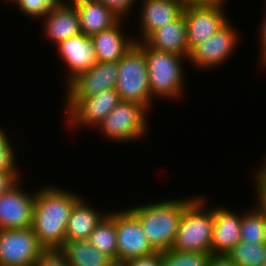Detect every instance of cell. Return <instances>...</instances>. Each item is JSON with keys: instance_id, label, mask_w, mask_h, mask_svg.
Segmentation results:
<instances>
[{"instance_id": "obj_1", "label": "cell", "mask_w": 266, "mask_h": 266, "mask_svg": "<svg viewBox=\"0 0 266 266\" xmlns=\"http://www.w3.org/2000/svg\"><path fill=\"white\" fill-rule=\"evenodd\" d=\"M82 196L57 185L37 186L32 228L45 250L62 247L71 210Z\"/></svg>"}, {"instance_id": "obj_2", "label": "cell", "mask_w": 266, "mask_h": 266, "mask_svg": "<svg viewBox=\"0 0 266 266\" xmlns=\"http://www.w3.org/2000/svg\"><path fill=\"white\" fill-rule=\"evenodd\" d=\"M196 197H171L127 209L139 220L151 246L162 252L172 248L184 210Z\"/></svg>"}, {"instance_id": "obj_3", "label": "cell", "mask_w": 266, "mask_h": 266, "mask_svg": "<svg viewBox=\"0 0 266 266\" xmlns=\"http://www.w3.org/2000/svg\"><path fill=\"white\" fill-rule=\"evenodd\" d=\"M144 51L148 64L149 89L153 99L180 100L187 90L186 67L188 58L148 47L143 41L136 42ZM187 60V61H185ZM184 92V93H183ZM163 99V100H162Z\"/></svg>"}, {"instance_id": "obj_4", "label": "cell", "mask_w": 266, "mask_h": 266, "mask_svg": "<svg viewBox=\"0 0 266 266\" xmlns=\"http://www.w3.org/2000/svg\"><path fill=\"white\" fill-rule=\"evenodd\" d=\"M204 196L198 195L185 208L171 250L211 253L214 213Z\"/></svg>"}, {"instance_id": "obj_5", "label": "cell", "mask_w": 266, "mask_h": 266, "mask_svg": "<svg viewBox=\"0 0 266 266\" xmlns=\"http://www.w3.org/2000/svg\"><path fill=\"white\" fill-rule=\"evenodd\" d=\"M150 110L142 104L120 101L95 128L104 139L112 143H133L147 136Z\"/></svg>"}, {"instance_id": "obj_6", "label": "cell", "mask_w": 266, "mask_h": 266, "mask_svg": "<svg viewBox=\"0 0 266 266\" xmlns=\"http://www.w3.org/2000/svg\"><path fill=\"white\" fill-rule=\"evenodd\" d=\"M117 75L115 90L121 101L139 103L151 110L154 99L149 89L148 64L137 43L118 61Z\"/></svg>"}, {"instance_id": "obj_7", "label": "cell", "mask_w": 266, "mask_h": 266, "mask_svg": "<svg viewBox=\"0 0 266 266\" xmlns=\"http://www.w3.org/2000/svg\"><path fill=\"white\" fill-rule=\"evenodd\" d=\"M64 122L71 130L94 129L121 101L115 88L100 91L87 98H63Z\"/></svg>"}, {"instance_id": "obj_8", "label": "cell", "mask_w": 266, "mask_h": 266, "mask_svg": "<svg viewBox=\"0 0 266 266\" xmlns=\"http://www.w3.org/2000/svg\"><path fill=\"white\" fill-rule=\"evenodd\" d=\"M240 34L236 26L229 21L218 32L197 45L190 52L188 60L199 70L211 71L216 70V67L221 68L231 59L233 53H236L241 41Z\"/></svg>"}, {"instance_id": "obj_9", "label": "cell", "mask_w": 266, "mask_h": 266, "mask_svg": "<svg viewBox=\"0 0 266 266\" xmlns=\"http://www.w3.org/2000/svg\"><path fill=\"white\" fill-rule=\"evenodd\" d=\"M44 251L32 227L0 229V266H34Z\"/></svg>"}, {"instance_id": "obj_10", "label": "cell", "mask_w": 266, "mask_h": 266, "mask_svg": "<svg viewBox=\"0 0 266 266\" xmlns=\"http://www.w3.org/2000/svg\"><path fill=\"white\" fill-rule=\"evenodd\" d=\"M226 9V5L185 6L183 8L189 55L197 45L231 21L227 16Z\"/></svg>"}, {"instance_id": "obj_11", "label": "cell", "mask_w": 266, "mask_h": 266, "mask_svg": "<svg viewBox=\"0 0 266 266\" xmlns=\"http://www.w3.org/2000/svg\"><path fill=\"white\" fill-rule=\"evenodd\" d=\"M116 233L117 260L127 262L156 252L144 234L139 220L127 207L116 210Z\"/></svg>"}, {"instance_id": "obj_12", "label": "cell", "mask_w": 266, "mask_h": 266, "mask_svg": "<svg viewBox=\"0 0 266 266\" xmlns=\"http://www.w3.org/2000/svg\"><path fill=\"white\" fill-rule=\"evenodd\" d=\"M20 179L0 196V229H27L32 227L35 190L26 191Z\"/></svg>"}, {"instance_id": "obj_13", "label": "cell", "mask_w": 266, "mask_h": 266, "mask_svg": "<svg viewBox=\"0 0 266 266\" xmlns=\"http://www.w3.org/2000/svg\"><path fill=\"white\" fill-rule=\"evenodd\" d=\"M56 53L64 64L66 87L81 73L89 71L97 62L93 41L91 37L82 32L55 45Z\"/></svg>"}, {"instance_id": "obj_14", "label": "cell", "mask_w": 266, "mask_h": 266, "mask_svg": "<svg viewBox=\"0 0 266 266\" xmlns=\"http://www.w3.org/2000/svg\"><path fill=\"white\" fill-rule=\"evenodd\" d=\"M118 62H97L89 71L81 73L65 88V98H87L100 91L116 87Z\"/></svg>"}, {"instance_id": "obj_15", "label": "cell", "mask_w": 266, "mask_h": 266, "mask_svg": "<svg viewBox=\"0 0 266 266\" xmlns=\"http://www.w3.org/2000/svg\"><path fill=\"white\" fill-rule=\"evenodd\" d=\"M141 1V2H140ZM140 10L136 20L139 27L136 42H142L152 31L177 19L184 6L179 0H140Z\"/></svg>"}, {"instance_id": "obj_16", "label": "cell", "mask_w": 266, "mask_h": 266, "mask_svg": "<svg viewBox=\"0 0 266 266\" xmlns=\"http://www.w3.org/2000/svg\"><path fill=\"white\" fill-rule=\"evenodd\" d=\"M41 30L52 45L81 33L80 19L76 7L64 0L60 5L52 7L42 18Z\"/></svg>"}, {"instance_id": "obj_17", "label": "cell", "mask_w": 266, "mask_h": 266, "mask_svg": "<svg viewBox=\"0 0 266 266\" xmlns=\"http://www.w3.org/2000/svg\"><path fill=\"white\" fill-rule=\"evenodd\" d=\"M214 228L211 242L212 255H227L240 242L241 213L225 206H213Z\"/></svg>"}, {"instance_id": "obj_18", "label": "cell", "mask_w": 266, "mask_h": 266, "mask_svg": "<svg viewBox=\"0 0 266 266\" xmlns=\"http://www.w3.org/2000/svg\"><path fill=\"white\" fill-rule=\"evenodd\" d=\"M143 42L153 49L189 58L187 26L184 14L182 13L174 21L165 23L152 31Z\"/></svg>"}, {"instance_id": "obj_19", "label": "cell", "mask_w": 266, "mask_h": 266, "mask_svg": "<svg viewBox=\"0 0 266 266\" xmlns=\"http://www.w3.org/2000/svg\"><path fill=\"white\" fill-rule=\"evenodd\" d=\"M125 20L128 19H121L113 27L91 36L98 62H118L136 43L134 37L122 29Z\"/></svg>"}, {"instance_id": "obj_20", "label": "cell", "mask_w": 266, "mask_h": 266, "mask_svg": "<svg viewBox=\"0 0 266 266\" xmlns=\"http://www.w3.org/2000/svg\"><path fill=\"white\" fill-rule=\"evenodd\" d=\"M77 9L81 32L91 37L116 25L122 18L97 0H69Z\"/></svg>"}, {"instance_id": "obj_21", "label": "cell", "mask_w": 266, "mask_h": 266, "mask_svg": "<svg viewBox=\"0 0 266 266\" xmlns=\"http://www.w3.org/2000/svg\"><path fill=\"white\" fill-rule=\"evenodd\" d=\"M86 200L82 196L72 208L66 229L65 242L88 240L97 224L109 211H101Z\"/></svg>"}, {"instance_id": "obj_22", "label": "cell", "mask_w": 266, "mask_h": 266, "mask_svg": "<svg viewBox=\"0 0 266 266\" xmlns=\"http://www.w3.org/2000/svg\"><path fill=\"white\" fill-rule=\"evenodd\" d=\"M59 251L69 266H107L112 259L91 246L88 240L64 242Z\"/></svg>"}, {"instance_id": "obj_23", "label": "cell", "mask_w": 266, "mask_h": 266, "mask_svg": "<svg viewBox=\"0 0 266 266\" xmlns=\"http://www.w3.org/2000/svg\"><path fill=\"white\" fill-rule=\"evenodd\" d=\"M111 210L97 224L88 241L101 253L117 260L116 210Z\"/></svg>"}, {"instance_id": "obj_24", "label": "cell", "mask_w": 266, "mask_h": 266, "mask_svg": "<svg viewBox=\"0 0 266 266\" xmlns=\"http://www.w3.org/2000/svg\"><path fill=\"white\" fill-rule=\"evenodd\" d=\"M243 211L241 212L240 241L266 243V216L254 205Z\"/></svg>"}, {"instance_id": "obj_25", "label": "cell", "mask_w": 266, "mask_h": 266, "mask_svg": "<svg viewBox=\"0 0 266 266\" xmlns=\"http://www.w3.org/2000/svg\"><path fill=\"white\" fill-rule=\"evenodd\" d=\"M226 256L235 266H263L266 260V243L240 241Z\"/></svg>"}, {"instance_id": "obj_26", "label": "cell", "mask_w": 266, "mask_h": 266, "mask_svg": "<svg viewBox=\"0 0 266 266\" xmlns=\"http://www.w3.org/2000/svg\"><path fill=\"white\" fill-rule=\"evenodd\" d=\"M211 253L162 251V266H207Z\"/></svg>"}, {"instance_id": "obj_27", "label": "cell", "mask_w": 266, "mask_h": 266, "mask_svg": "<svg viewBox=\"0 0 266 266\" xmlns=\"http://www.w3.org/2000/svg\"><path fill=\"white\" fill-rule=\"evenodd\" d=\"M9 6H16V10L28 19H42L54 6L60 5L64 0H3ZM8 2V3H7Z\"/></svg>"}, {"instance_id": "obj_28", "label": "cell", "mask_w": 266, "mask_h": 266, "mask_svg": "<svg viewBox=\"0 0 266 266\" xmlns=\"http://www.w3.org/2000/svg\"><path fill=\"white\" fill-rule=\"evenodd\" d=\"M6 132L4 125H0V171H14L22 179V168L18 166L16 159L18 153L14 151L12 138Z\"/></svg>"}, {"instance_id": "obj_29", "label": "cell", "mask_w": 266, "mask_h": 266, "mask_svg": "<svg viewBox=\"0 0 266 266\" xmlns=\"http://www.w3.org/2000/svg\"><path fill=\"white\" fill-rule=\"evenodd\" d=\"M261 163V167L259 166L258 169L254 171V177L252 176L251 179H254L253 186L255 189L254 192V198L255 200L253 202H256L253 205L263 214L266 216V158ZM256 173V174H255Z\"/></svg>"}, {"instance_id": "obj_30", "label": "cell", "mask_w": 266, "mask_h": 266, "mask_svg": "<svg viewBox=\"0 0 266 266\" xmlns=\"http://www.w3.org/2000/svg\"><path fill=\"white\" fill-rule=\"evenodd\" d=\"M97 1L102 2L108 8L112 9L122 19L128 18L129 21V18L131 17L128 16L129 14L131 16L133 15L130 12H133L131 10L136 7L135 3L137 0H97Z\"/></svg>"}, {"instance_id": "obj_31", "label": "cell", "mask_w": 266, "mask_h": 266, "mask_svg": "<svg viewBox=\"0 0 266 266\" xmlns=\"http://www.w3.org/2000/svg\"><path fill=\"white\" fill-rule=\"evenodd\" d=\"M34 266H69L59 250H45Z\"/></svg>"}, {"instance_id": "obj_32", "label": "cell", "mask_w": 266, "mask_h": 266, "mask_svg": "<svg viewBox=\"0 0 266 266\" xmlns=\"http://www.w3.org/2000/svg\"><path fill=\"white\" fill-rule=\"evenodd\" d=\"M127 264L128 266H162V252L156 251L148 256L131 259Z\"/></svg>"}, {"instance_id": "obj_33", "label": "cell", "mask_w": 266, "mask_h": 266, "mask_svg": "<svg viewBox=\"0 0 266 266\" xmlns=\"http://www.w3.org/2000/svg\"><path fill=\"white\" fill-rule=\"evenodd\" d=\"M266 4V3H265ZM266 6V5H265ZM266 10V8L264 9ZM262 22L260 21V29H259V50L260 57L258 58V66L260 67L266 61V11L263 14Z\"/></svg>"}, {"instance_id": "obj_34", "label": "cell", "mask_w": 266, "mask_h": 266, "mask_svg": "<svg viewBox=\"0 0 266 266\" xmlns=\"http://www.w3.org/2000/svg\"><path fill=\"white\" fill-rule=\"evenodd\" d=\"M20 179L14 171H0V196L13 187Z\"/></svg>"}, {"instance_id": "obj_35", "label": "cell", "mask_w": 266, "mask_h": 266, "mask_svg": "<svg viewBox=\"0 0 266 266\" xmlns=\"http://www.w3.org/2000/svg\"><path fill=\"white\" fill-rule=\"evenodd\" d=\"M185 6L228 5L229 0H179Z\"/></svg>"}, {"instance_id": "obj_36", "label": "cell", "mask_w": 266, "mask_h": 266, "mask_svg": "<svg viewBox=\"0 0 266 266\" xmlns=\"http://www.w3.org/2000/svg\"><path fill=\"white\" fill-rule=\"evenodd\" d=\"M207 266H235L226 255H211Z\"/></svg>"}, {"instance_id": "obj_37", "label": "cell", "mask_w": 266, "mask_h": 266, "mask_svg": "<svg viewBox=\"0 0 266 266\" xmlns=\"http://www.w3.org/2000/svg\"><path fill=\"white\" fill-rule=\"evenodd\" d=\"M107 266H128V264L122 260H112Z\"/></svg>"}, {"instance_id": "obj_38", "label": "cell", "mask_w": 266, "mask_h": 266, "mask_svg": "<svg viewBox=\"0 0 266 266\" xmlns=\"http://www.w3.org/2000/svg\"><path fill=\"white\" fill-rule=\"evenodd\" d=\"M259 68L266 71V61Z\"/></svg>"}]
</instances>
